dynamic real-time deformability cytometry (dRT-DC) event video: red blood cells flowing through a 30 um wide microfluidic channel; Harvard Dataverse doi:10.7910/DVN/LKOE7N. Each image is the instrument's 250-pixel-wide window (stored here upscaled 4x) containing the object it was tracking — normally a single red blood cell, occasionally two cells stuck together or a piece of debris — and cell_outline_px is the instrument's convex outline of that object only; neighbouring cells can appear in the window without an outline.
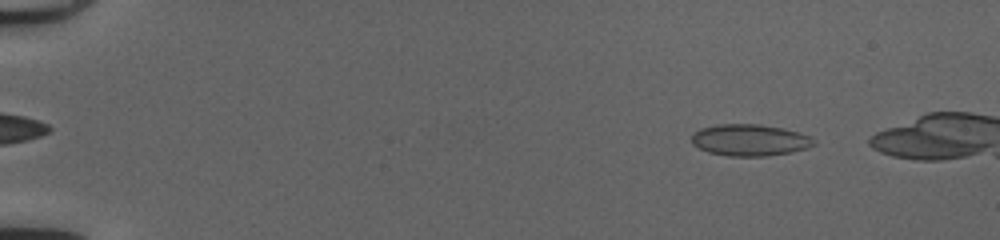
{"species": "common noctule bat (a hibernating species)", "species_latin": "Nyctalus noctula", "temperature_condition": "cold", "stored_images_in_passage": 47, "camera_frame_rate_fps": 3000, "um_per_image_px": 0.085, "animal": {"sex": "female", "body_mass_g": 20.0, "forearm_length_mm": 54.0}, "frame": {"image": 1, "passage_image": 6, "time_ms": 1.667, "image_size_px": [1000, 240], "cell_outline_px": [[816, 144], [804, 148], [788, 152], [764, 156], [728, 156], [708, 152], [692, 144], [692, 132], [700, 128], [716, 124], [760, 124], [784, 128], [808, 136], [816, 140]], "centroid_in_image_um": [63.68, 11.89], "position_along_channel_um": 21.3, "area_um2": 22.43}}
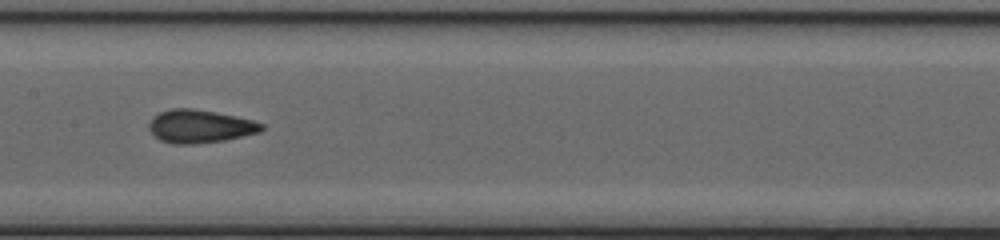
{"frame": {"image": 2, "passage_image": 27, "time_ms": 8.667, "image_size_px": [1000, 240], "cell_outline_px": [[264, 128], [260, 132], [224, 140], [192, 144], [176, 144], [160, 140], [148, 128], [148, 124], [152, 116], [160, 112], [172, 108], [192, 108], [216, 112], [236, 116], [252, 120], [264, 124]], "centroid_in_image_um": [16.98, 10.73], "position_along_channel_um": 190.4, "area_um2": 21.68}}
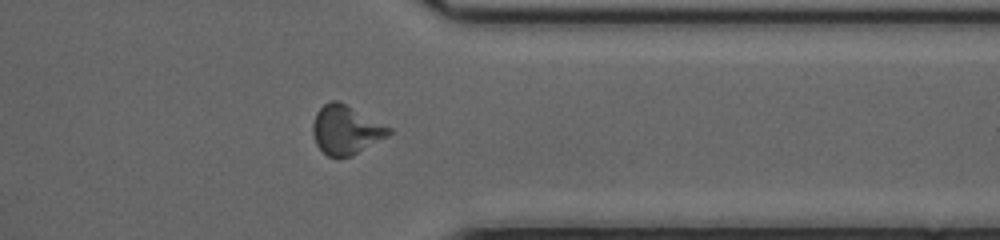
{"frame": {"image": 3, "passage_image": 41, "time_ms": 13.333, "image_size_px": [1000, 240], "cell_outline_px": [[392, 132], [388, 136], [352, 156], [336, 160], [328, 156], [316, 144], [312, 132], [312, 124], [316, 112], [324, 104], [332, 100], [336, 100], [392, 128]], "centroid_in_image_um": [29.38, 11.08], "position_along_channel_um": 382.0, "area_um2": 21.68}}